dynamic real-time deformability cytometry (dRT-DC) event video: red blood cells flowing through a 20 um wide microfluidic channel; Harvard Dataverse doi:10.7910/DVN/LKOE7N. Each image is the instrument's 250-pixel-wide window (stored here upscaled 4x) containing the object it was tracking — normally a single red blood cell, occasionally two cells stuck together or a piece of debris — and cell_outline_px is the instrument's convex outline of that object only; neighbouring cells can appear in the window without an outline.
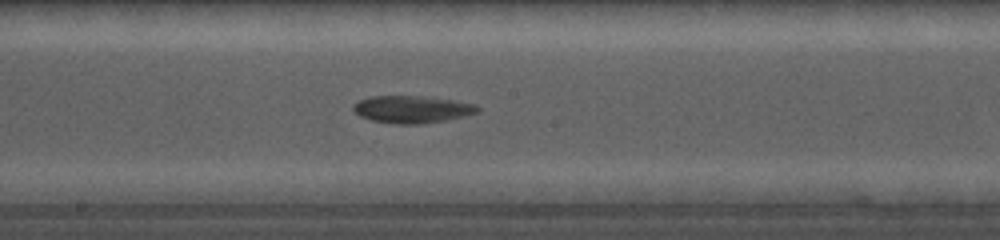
{"species": "common noctule bat (a hibernating species)", "species_latin": "Nyctalus noctula", "temperature_condition": "cold", "stored_images_in_passage": 19, "camera_frame_rate_fps": 5000, "um_per_image_px": 0.085, "animal": {"sex": "female", "body_mass_g": 19.0, "forearm_length_mm": 56.7}, "frame": {"image": 1, "passage_image": 9, "time_ms": 3.0, "image_size_px": [1000, 240], "cell_outline_px": [[480, 108], [476, 112], [444, 120], [420, 124], [396, 124], [372, 120], [360, 116], [352, 108], [352, 104], [360, 100], [372, 96], [420, 96], [452, 100], [476, 104]], "centroid_in_image_um": [34.97, 9.29], "position_along_channel_um": 213.2, "area_um2": 19.42}}
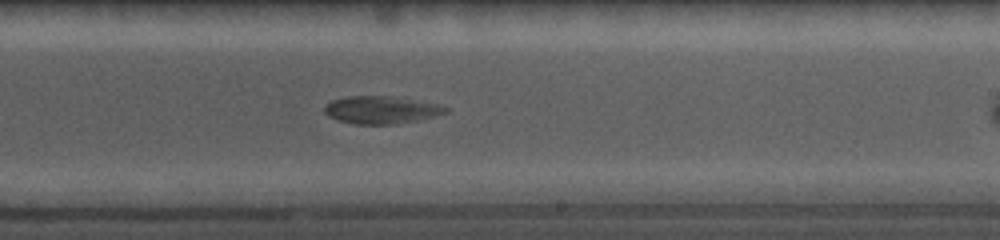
{"frame": {"image": 2, "passage_image": 12, "time_ms": 4.2, "image_size_px": [1000, 240], "cell_outline_px": [[448, 112], [424, 120], [392, 124], [352, 124], [336, 120], [328, 116], [324, 112], [324, 104], [332, 100], [348, 96], [384, 96], [436, 104], [448, 108]], "centroid_in_image_um": [32.35, 9.36], "position_along_channel_um": 256.6, "area_um2": 19.42}}